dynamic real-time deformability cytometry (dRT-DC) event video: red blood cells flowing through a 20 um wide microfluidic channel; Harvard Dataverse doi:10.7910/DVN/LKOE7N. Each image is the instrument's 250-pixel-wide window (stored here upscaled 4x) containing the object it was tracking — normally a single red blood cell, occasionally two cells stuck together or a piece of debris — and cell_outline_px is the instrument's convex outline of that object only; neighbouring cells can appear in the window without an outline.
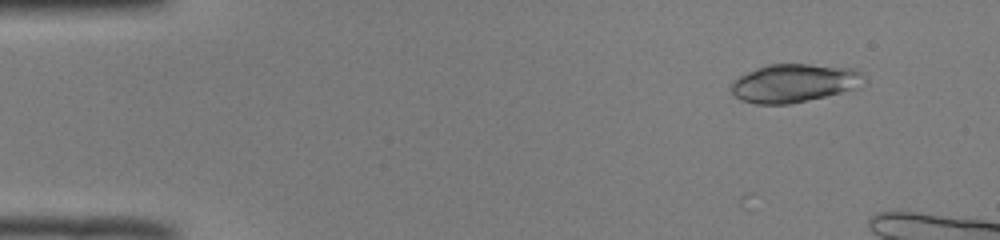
{"species": "common noctule bat (a hibernating species)", "species_latin": "Nyctalus noctula", "temperature_condition": "room temperature", "stored_images_in_passage": 11, "camera_frame_rate_fps": 3000, "um_per_image_px": 0.085, "animal": {"sex": "male", "body_mass_g": 19.0, "forearm_length_mm": 50.8}, "frame": {"image": 1, "passage_image": 1, "time_ms": 0.0, "image_size_px": [1000, 240], "cell_outline_px": [[864, 76], [848, 88], [840, 92], [824, 96], [788, 104], [756, 104], [740, 100], [732, 92], [732, 84], [740, 76], [756, 68], [768, 64], [808, 64], [852, 68], [860, 72]], "centroid_in_image_um": [67.38, 7.05], "position_along_channel_um": 17.6, "area_um2": 28.61}}